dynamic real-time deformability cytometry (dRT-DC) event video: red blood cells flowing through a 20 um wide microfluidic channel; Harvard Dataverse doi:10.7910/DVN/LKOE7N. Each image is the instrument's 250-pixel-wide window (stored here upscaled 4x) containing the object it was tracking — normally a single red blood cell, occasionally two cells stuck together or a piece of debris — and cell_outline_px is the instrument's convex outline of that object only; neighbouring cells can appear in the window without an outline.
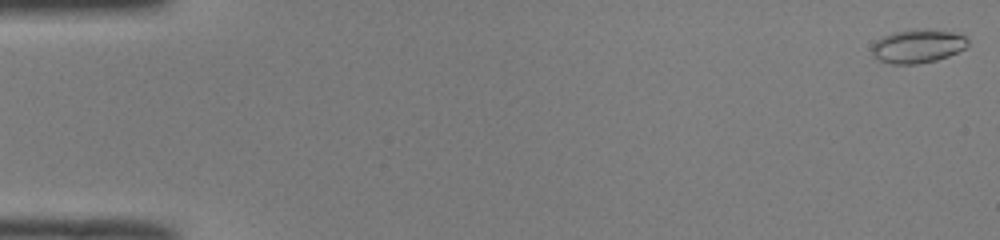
{"species": "common noctule bat (a hibernating species)", "species_latin": "Nyctalus noctula", "temperature_condition": "room temperature", "stored_images_in_passage": 15, "camera_frame_rate_fps": 3000, "um_per_image_px": 0.085, "animal": {"sex": "male", "body_mass_g": 19.0, "forearm_length_mm": 50.8}, "frame": {"image": 1, "passage_image": 1, "time_ms": 0.0, "image_size_px": [1000, 240], "cell_outline_px": [[968, 44], [964, 48], [948, 56], [936, 60], [916, 64], [892, 64], [880, 60], [872, 56], [872, 44], [876, 40], [892, 32], [924, 28], [928, 28], [952, 32], [964, 36], [968, 40]], "centroid_in_image_um": [77.98, 3.91], "position_along_channel_um": 7.0, "area_um2": 18.79}}